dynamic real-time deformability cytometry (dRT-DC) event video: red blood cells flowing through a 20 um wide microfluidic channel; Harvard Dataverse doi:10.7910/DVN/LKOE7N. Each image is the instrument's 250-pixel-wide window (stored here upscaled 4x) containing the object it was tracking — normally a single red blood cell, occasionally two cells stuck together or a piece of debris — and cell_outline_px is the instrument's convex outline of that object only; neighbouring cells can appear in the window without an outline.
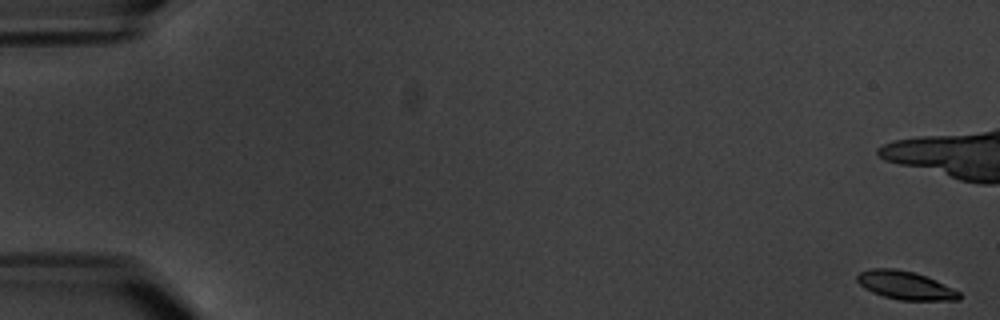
{"species": "common noctule bat (a hibernating species)", "species_latin": "Nyctalus noctula", "temperature_condition": "warm", "stored_images_in_passage": 11, "camera_frame_rate_fps": 3000, "um_per_image_px": 0.085, "animal": {"sex": "male", "body_mass_g": 20.1, "forearm_length_mm": 53.5}, "frame": {"image": 1, "passage_image": 1, "time_ms": 0.0, "image_size_px": [1000, 320], "cell_outline_px": [[960, 300], [900, 300], [884, 296], [872, 292], [864, 288], [856, 280], [856, 276], [860, 272], [868, 268], [896, 268], [912, 272], [936, 280], [960, 292]], "centroid_in_image_um": [76.92, 24.24], "position_along_channel_um": 8.1, "area_um2": 16.76}}